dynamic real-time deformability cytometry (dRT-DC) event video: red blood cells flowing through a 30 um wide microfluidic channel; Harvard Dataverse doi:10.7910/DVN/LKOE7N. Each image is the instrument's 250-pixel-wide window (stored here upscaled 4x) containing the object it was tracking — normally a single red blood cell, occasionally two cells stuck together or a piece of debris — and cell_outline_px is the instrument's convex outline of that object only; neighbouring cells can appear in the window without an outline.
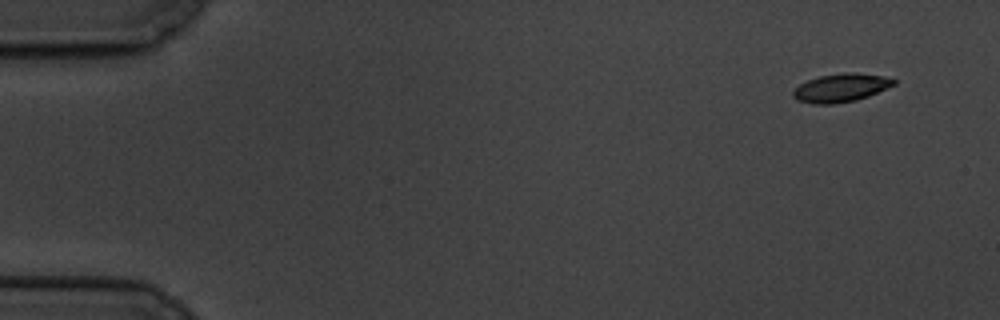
{"species": "common noctule bat (a hibernating species)", "species_latin": "Nyctalus noctula", "temperature_condition": "cold", "stored_images_in_passage": 4, "camera_frame_rate_fps": 3000, "um_per_image_px": 0.085, "animal": {"sex": "male", "body_mass_g": 19.5, "forearm_length_mm": 54.6}, "frame": {"image": 1, "passage_image": 1, "time_ms": 0.0, "image_size_px": [1000, 320], "cell_outline_px": [[896, 84], [868, 96], [856, 100], [832, 104], [812, 104], [796, 100], [792, 96], [792, 92], [800, 84], [808, 80], [820, 76], [844, 72], [852, 72], [884, 76], [896, 80]], "centroid_in_image_um": [71.46, 7.47], "position_along_channel_um": 13.5, "area_um2": 16.59}}
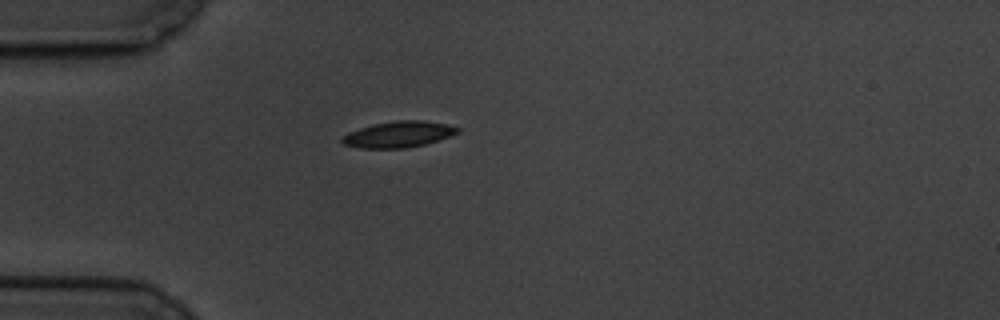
{"frame": {"image": 2, "passage_image": 4, "time_ms": 4.333, "image_size_px": [1000, 320], "cell_outline_px": [[460, 132], [424, 144], [408, 148], [360, 148], [344, 144], [340, 140], [348, 132], [372, 124], [396, 120], [424, 120], [448, 124], [460, 128]], "centroid_in_image_um": [33.87, 11.41], "position_along_channel_um": 51.1, "area_um2": 17.51}}